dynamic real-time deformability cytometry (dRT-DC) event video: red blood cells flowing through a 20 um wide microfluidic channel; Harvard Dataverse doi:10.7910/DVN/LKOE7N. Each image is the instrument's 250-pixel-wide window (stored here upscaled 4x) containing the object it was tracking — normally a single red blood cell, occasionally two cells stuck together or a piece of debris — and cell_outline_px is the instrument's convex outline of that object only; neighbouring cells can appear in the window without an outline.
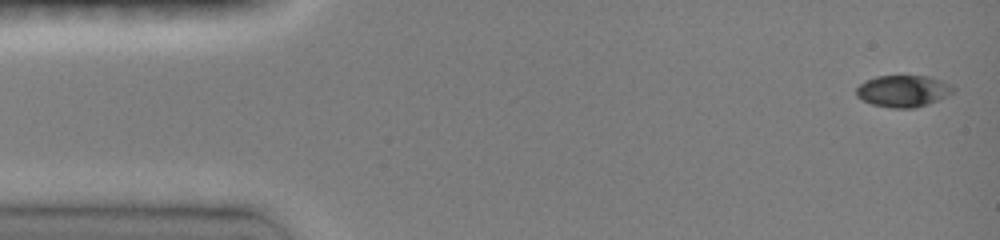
{"species": "common noctule bat (a hibernating species)", "species_latin": "Nyctalus noctula", "temperature_condition": "room temperature", "stored_images_in_passage": 12, "camera_frame_rate_fps": 3000, "um_per_image_px": 0.085, "animal": {"sex": "female", "body_mass_g": 19.0, "forearm_length_mm": 51.5}, "frame": {"image": 1, "passage_image": 1, "time_ms": 0.0, "image_size_px": [1000, 240], "cell_outline_px": [[956, 88], [952, 92], [928, 104], [916, 108], [892, 108], [872, 104], [856, 96], [856, 88], [860, 84], [876, 76], [928, 76], [940, 80]], "centroid_in_image_um": [76.74, 7.74], "position_along_channel_um": 8.3, "area_um2": 17.63}}
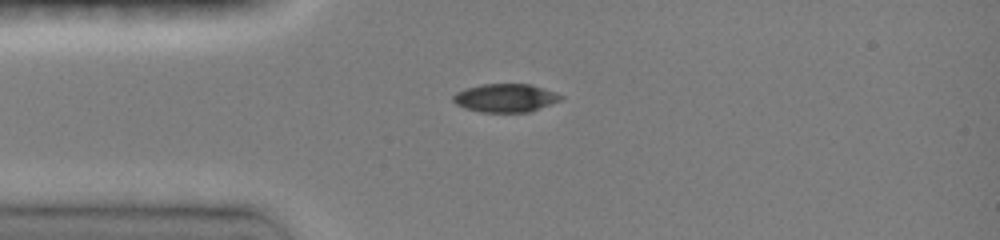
{"frame": {"image": 2, "passage_image": 7, "time_ms": 3.333, "image_size_px": [1000, 240], "cell_outline_px": [[564, 96], [560, 100], [528, 112], [480, 112], [464, 108], [456, 104], [452, 100], [452, 96], [456, 92], [468, 88], [484, 84], [532, 84], [556, 92]], "centroid_in_image_um": [42.95, 8.32], "position_along_channel_um": 42.0, "area_um2": 17.69}}